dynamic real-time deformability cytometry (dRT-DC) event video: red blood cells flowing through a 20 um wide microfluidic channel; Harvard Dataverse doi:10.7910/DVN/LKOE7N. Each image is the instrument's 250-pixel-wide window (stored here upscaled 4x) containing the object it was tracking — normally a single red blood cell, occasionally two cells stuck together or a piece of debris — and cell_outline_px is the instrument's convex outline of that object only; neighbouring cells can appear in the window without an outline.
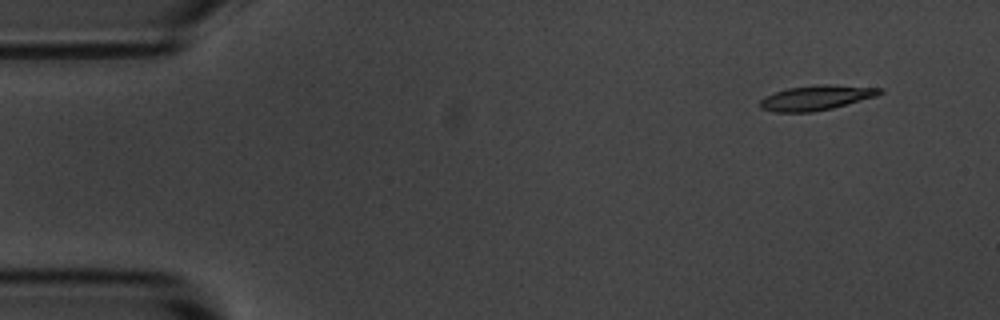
{"species": "common noctule bat (a hibernating species)", "species_latin": "Nyctalus noctula", "temperature_condition": "room temperature", "stored_images_in_passage": 4, "camera_frame_rate_fps": 3000, "um_per_image_px": 0.085, "animal": {"sex": "male", "body_mass_g": 20.1, "forearm_length_mm": 53.5}, "frame": {"image": 1, "passage_image": 1, "time_ms": 0.0, "image_size_px": [1000, 320], "cell_outline_px": [[884, 92], [876, 96], [832, 108], [812, 112], [776, 112], [760, 108], [760, 100], [764, 96], [788, 88], [820, 84], [832, 84], [884, 88]], "centroid_in_image_um": [69.4, 8.3], "position_along_channel_um": 15.6, "area_um2": 17.34}}
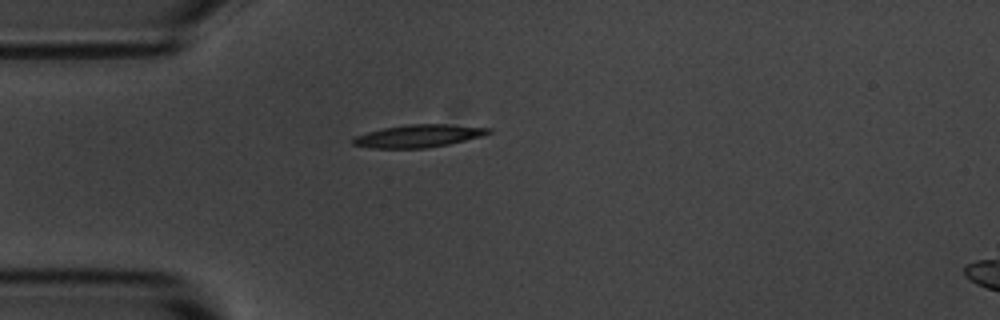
{"frame": {"image": 2, "passage_image": 4, "time_ms": 3.333, "image_size_px": [1000, 320], "cell_outline_px": [[492, 132], [484, 136], [448, 144], [424, 148], [372, 148], [352, 144], [352, 140], [356, 136], [368, 132], [384, 128], [408, 124], [444, 124], [492, 128]], "centroid_in_image_um": [35.61, 11.55], "position_along_channel_um": 49.4, "area_um2": 17.74}}